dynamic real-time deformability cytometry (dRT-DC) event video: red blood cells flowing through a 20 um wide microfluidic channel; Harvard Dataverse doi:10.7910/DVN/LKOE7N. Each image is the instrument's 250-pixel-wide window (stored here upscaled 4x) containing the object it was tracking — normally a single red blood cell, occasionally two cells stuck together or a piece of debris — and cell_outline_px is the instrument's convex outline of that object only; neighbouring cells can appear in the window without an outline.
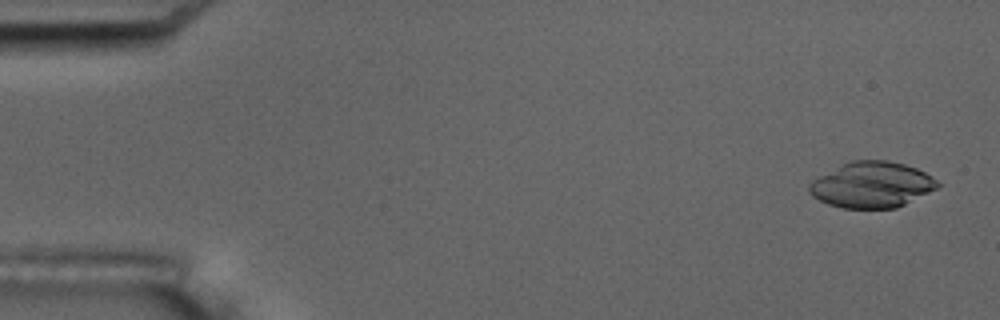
{"species": "common noctule bat (a hibernating species)", "species_latin": "Nyctalus noctula", "temperature_condition": "room temperature", "stored_images_in_passage": 6, "camera_frame_rate_fps": 3000, "um_per_image_px": 0.085, "animal": {"sex": "male", "body_mass_g": 17.5, "forearm_length_mm": 52.3}, "frame": {"image": 1, "passage_image": 1, "time_ms": 0.0, "image_size_px": [1000, 320], "cell_outline_px": [[940, 184], [936, 188], [896, 208], [844, 208], [828, 204], [812, 196], [808, 188], [808, 184], [812, 180], [848, 160], [888, 160], [904, 164], [916, 168], [924, 172], [936, 180]], "centroid_in_image_um": [74.06, 15.69], "position_along_channel_um": 10.9, "area_um2": 34.04}}